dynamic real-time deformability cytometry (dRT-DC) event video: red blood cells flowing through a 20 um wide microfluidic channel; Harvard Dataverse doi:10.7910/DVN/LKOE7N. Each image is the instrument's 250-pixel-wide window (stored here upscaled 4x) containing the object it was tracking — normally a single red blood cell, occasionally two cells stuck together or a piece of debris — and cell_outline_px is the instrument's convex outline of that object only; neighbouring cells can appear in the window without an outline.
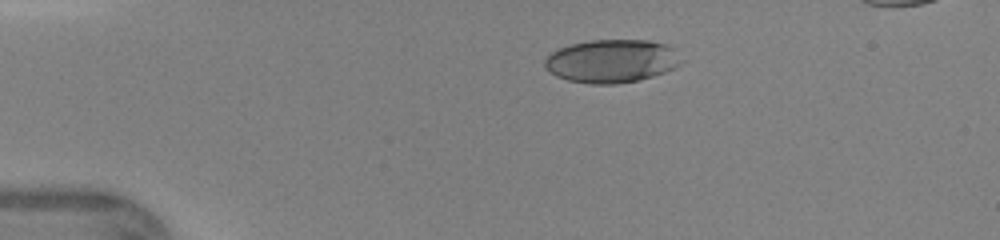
{"species": "human", "species_latin": "Homo sapiens", "temperature_condition": "warm", "stored_images_in_passage": 37, "camera_frame_rate_fps": 3000, "um_per_image_px": 0.085, "donor": {"sex": "female"}, "frame": {"image": 1, "passage_image": 1, "time_ms": 0.0, "image_size_px": [1000, 240], "cell_outline_px": [[688, 60], [676, 68], [640, 80], [616, 84], [588, 84], [568, 80], [556, 76], [548, 72], [544, 64], [544, 60], [552, 52], [568, 44], [592, 40], [648, 40], [668, 44]], "centroid_in_image_um": [52.06, 5.19], "position_along_channel_um": 32.9, "area_um2": 35.03}}
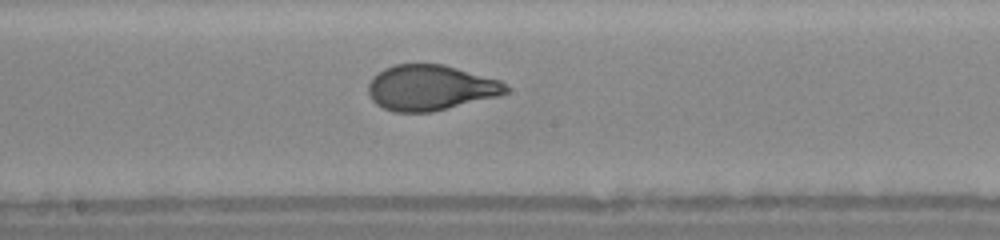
{"frame": {"image": 2, "passage_image": 17, "time_ms": 5.333, "image_size_px": [1000, 240], "cell_outline_px": [[508, 92], [500, 96], [432, 112], [392, 112], [376, 104], [372, 100], [368, 92], [368, 84], [372, 76], [384, 68], [396, 64], [444, 64], [500, 80], [508, 84]], "centroid_in_image_um": [36.6, 7.46], "position_along_channel_um": 211.6, "area_um2": 36.76}}
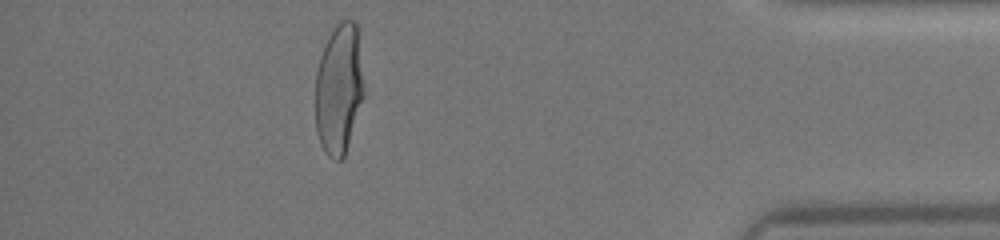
{"frame": {"image": 3, "passage_image": 33, "time_ms": 10.667, "image_size_px": [1000, 240], "cell_outline_px": [[364, 96], [344, 156], [340, 160], [336, 160], [328, 156], [324, 152], [320, 144], [316, 132], [316, 72], [320, 56], [324, 44], [332, 28], [340, 20], [352, 20], [356, 24], [364, 84]], "centroid_in_image_um": [28.8, 7.55], "position_along_channel_um": 406.4, "area_um2": 36.99}}